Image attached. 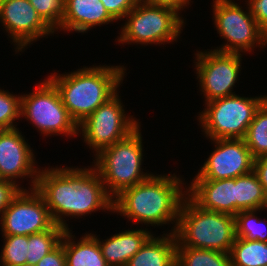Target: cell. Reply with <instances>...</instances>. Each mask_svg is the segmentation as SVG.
Segmentation results:
<instances>
[{"label": "cell", "instance_id": "17", "mask_svg": "<svg viewBox=\"0 0 267 266\" xmlns=\"http://www.w3.org/2000/svg\"><path fill=\"white\" fill-rule=\"evenodd\" d=\"M187 195L201 208L235 216L237 214L236 178L192 180Z\"/></svg>", "mask_w": 267, "mask_h": 266}, {"label": "cell", "instance_id": "12", "mask_svg": "<svg viewBox=\"0 0 267 266\" xmlns=\"http://www.w3.org/2000/svg\"><path fill=\"white\" fill-rule=\"evenodd\" d=\"M0 23L14 43L16 53L24 52L27 46L40 38L55 34L28 0H7L0 3Z\"/></svg>", "mask_w": 267, "mask_h": 266}, {"label": "cell", "instance_id": "27", "mask_svg": "<svg viewBox=\"0 0 267 266\" xmlns=\"http://www.w3.org/2000/svg\"><path fill=\"white\" fill-rule=\"evenodd\" d=\"M263 210H247L237 213L234 216L236 237L267 243V225L257 216L258 212Z\"/></svg>", "mask_w": 267, "mask_h": 266}, {"label": "cell", "instance_id": "21", "mask_svg": "<svg viewBox=\"0 0 267 266\" xmlns=\"http://www.w3.org/2000/svg\"><path fill=\"white\" fill-rule=\"evenodd\" d=\"M71 232V229L66 230L60 242L64 247L66 266H109L93 233L87 232L75 241Z\"/></svg>", "mask_w": 267, "mask_h": 266}, {"label": "cell", "instance_id": "6", "mask_svg": "<svg viewBox=\"0 0 267 266\" xmlns=\"http://www.w3.org/2000/svg\"><path fill=\"white\" fill-rule=\"evenodd\" d=\"M266 100V94L250 98L234 94L206 102L197 116L201 131L210 140L244 139L256 111Z\"/></svg>", "mask_w": 267, "mask_h": 266}, {"label": "cell", "instance_id": "31", "mask_svg": "<svg viewBox=\"0 0 267 266\" xmlns=\"http://www.w3.org/2000/svg\"><path fill=\"white\" fill-rule=\"evenodd\" d=\"M108 13L117 21L124 20L125 16L136 6L139 0H100Z\"/></svg>", "mask_w": 267, "mask_h": 266}, {"label": "cell", "instance_id": "1", "mask_svg": "<svg viewBox=\"0 0 267 266\" xmlns=\"http://www.w3.org/2000/svg\"><path fill=\"white\" fill-rule=\"evenodd\" d=\"M152 175L133 187L124 189L113 199V213L142 226H172L176 230L181 204L187 195L181 178L174 174ZM183 182V183H182ZM184 187V188H183Z\"/></svg>", "mask_w": 267, "mask_h": 266}, {"label": "cell", "instance_id": "2", "mask_svg": "<svg viewBox=\"0 0 267 266\" xmlns=\"http://www.w3.org/2000/svg\"><path fill=\"white\" fill-rule=\"evenodd\" d=\"M126 68L93 65L66 74L55 71L48 79L55 85L71 118L79 125L119 89Z\"/></svg>", "mask_w": 267, "mask_h": 266}, {"label": "cell", "instance_id": "9", "mask_svg": "<svg viewBox=\"0 0 267 266\" xmlns=\"http://www.w3.org/2000/svg\"><path fill=\"white\" fill-rule=\"evenodd\" d=\"M118 90L103 105L78 125L80 136L93 153L126 138L140 126V122L131 115H126ZM130 116V117H129Z\"/></svg>", "mask_w": 267, "mask_h": 266}, {"label": "cell", "instance_id": "36", "mask_svg": "<svg viewBox=\"0 0 267 266\" xmlns=\"http://www.w3.org/2000/svg\"><path fill=\"white\" fill-rule=\"evenodd\" d=\"M146 1L153 5L171 8L179 14L192 2L191 0H146Z\"/></svg>", "mask_w": 267, "mask_h": 266}, {"label": "cell", "instance_id": "29", "mask_svg": "<svg viewBox=\"0 0 267 266\" xmlns=\"http://www.w3.org/2000/svg\"><path fill=\"white\" fill-rule=\"evenodd\" d=\"M21 118V95L0 89V130L16 128L15 121Z\"/></svg>", "mask_w": 267, "mask_h": 266}, {"label": "cell", "instance_id": "11", "mask_svg": "<svg viewBox=\"0 0 267 266\" xmlns=\"http://www.w3.org/2000/svg\"><path fill=\"white\" fill-rule=\"evenodd\" d=\"M55 224L43 197L35 188L21 189L0 216L2 235L29 236L51 229Z\"/></svg>", "mask_w": 267, "mask_h": 266}, {"label": "cell", "instance_id": "10", "mask_svg": "<svg viewBox=\"0 0 267 266\" xmlns=\"http://www.w3.org/2000/svg\"><path fill=\"white\" fill-rule=\"evenodd\" d=\"M208 50L194 53L196 76L205 103L236 94L233 87L242 70V54Z\"/></svg>", "mask_w": 267, "mask_h": 266}, {"label": "cell", "instance_id": "35", "mask_svg": "<svg viewBox=\"0 0 267 266\" xmlns=\"http://www.w3.org/2000/svg\"><path fill=\"white\" fill-rule=\"evenodd\" d=\"M253 171L267 193V154L257 157L253 161Z\"/></svg>", "mask_w": 267, "mask_h": 266}, {"label": "cell", "instance_id": "24", "mask_svg": "<svg viewBox=\"0 0 267 266\" xmlns=\"http://www.w3.org/2000/svg\"><path fill=\"white\" fill-rule=\"evenodd\" d=\"M176 266H231V262L228 253L177 246Z\"/></svg>", "mask_w": 267, "mask_h": 266}, {"label": "cell", "instance_id": "8", "mask_svg": "<svg viewBox=\"0 0 267 266\" xmlns=\"http://www.w3.org/2000/svg\"><path fill=\"white\" fill-rule=\"evenodd\" d=\"M32 93L21 95V119L36 127L44 136H79L78 125L64 106L58 89L47 78Z\"/></svg>", "mask_w": 267, "mask_h": 266}, {"label": "cell", "instance_id": "15", "mask_svg": "<svg viewBox=\"0 0 267 266\" xmlns=\"http://www.w3.org/2000/svg\"><path fill=\"white\" fill-rule=\"evenodd\" d=\"M35 189L43 197L53 221L65 230L70 229L64 219L72 216L73 167L39 169Z\"/></svg>", "mask_w": 267, "mask_h": 266}, {"label": "cell", "instance_id": "13", "mask_svg": "<svg viewBox=\"0 0 267 266\" xmlns=\"http://www.w3.org/2000/svg\"><path fill=\"white\" fill-rule=\"evenodd\" d=\"M214 151L198 169L192 180H221L236 178L253 170V161L244 139H215Z\"/></svg>", "mask_w": 267, "mask_h": 266}, {"label": "cell", "instance_id": "14", "mask_svg": "<svg viewBox=\"0 0 267 266\" xmlns=\"http://www.w3.org/2000/svg\"><path fill=\"white\" fill-rule=\"evenodd\" d=\"M33 152L19 128L0 130V179L25 189L16 179L30 178V189L35 188L40 168Z\"/></svg>", "mask_w": 267, "mask_h": 266}, {"label": "cell", "instance_id": "23", "mask_svg": "<svg viewBox=\"0 0 267 266\" xmlns=\"http://www.w3.org/2000/svg\"><path fill=\"white\" fill-rule=\"evenodd\" d=\"M229 255L231 266H267V243L236 237Z\"/></svg>", "mask_w": 267, "mask_h": 266}, {"label": "cell", "instance_id": "37", "mask_svg": "<svg viewBox=\"0 0 267 266\" xmlns=\"http://www.w3.org/2000/svg\"><path fill=\"white\" fill-rule=\"evenodd\" d=\"M18 266H36V265H34V264H22V265H18Z\"/></svg>", "mask_w": 267, "mask_h": 266}, {"label": "cell", "instance_id": "32", "mask_svg": "<svg viewBox=\"0 0 267 266\" xmlns=\"http://www.w3.org/2000/svg\"><path fill=\"white\" fill-rule=\"evenodd\" d=\"M250 13L267 34V0H246Z\"/></svg>", "mask_w": 267, "mask_h": 266}, {"label": "cell", "instance_id": "30", "mask_svg": "<svg viewBox=\"0 0 267 266\" xmlns=\"http://www.w3.org/2000/svg\"><path fill=\"white\" fill-rule=\"evenodd\" d=\"M42 20L54 31H58L64 18L65 0H28Z\"/></svg>", "mask_w": 267, "mask_h": 266}, {"label": "cell", "instance_id": "25", "mask_svg": "<svg viewBox=\"0 0 267 266\" xmlns=\"http://www.w3.org/2000/svg\"><path fill=\"white\" fill-rule=\"evenodd\" d=\"M66 230L55 224L51 229L28 236L27 263L36 265L61 242Z\"/></svg>", "mask_w": 267, "mask_h": 266}, {"label": "cell", "instance_id": "5", "mask_svg": "<svg viewBox=\"0 0 267 266\" xmlns=\"http://www.w3.org/2000/svg\"><path fill=\"white\" fill-rule=\"evenodd\" d=\"M175 10L153 5L146 0L138 1L125 16L117 42L134 45H164L177 41L184 28V18Z\"/></svg>", "mask_w": 267, "mask_h": 266}, {"label": "cell", "instance_id": "22", "mask_svg": "<svg viewBox=\"0 0 267 266\" xmlns=\"http://www.w3.org/2000/svg\"><path fill=\"white\" fill-rule=\"evenodd\" d=\"M236 200L237 213L267 209V193L253 170L236 177Z\"/></svg>", "mask_w": 267, "mask_h": 266}, {"label": "cell", "instance_id": "20", "mask_svg": "<svg viewBox=\"0 0 267 266\" xmlns=\"http://www.w3.org/2000/svg\"><path fill=\"white\" fill-rule=\"evenodd\" d=\"M152 234L126 266H176L177 240L174 233Z\"/></svg>", "mask_w": 267, "mask_h": 266}, {"label": "cell", "instance_id": "19", "mask_svg": "<svg viewBox=\"0 0 267 266\" xmlns=\"http://www.w3.org/2000/svg\"><path fill=\"white\" fill-rule=\"evenodd\" d=\"M152 232L144 229H127L105 240L97 238L102 255L109 266H126L128 261L140 250ZM97 235V236H96ZM105 241V242H104Z\"/></svg>", "mask_w": 267, "mask_h": 266}, {"label": "cell", "instance_id": "34", "mask_svg": "<svg viewBox=\"0 0 267 266\" xmlns=\"http://www.w3.org/2000/svg\"><path fill=\"white\" fill-rule=\"evenodd\" d=\"M36 266H66L64 247L60 243L54 250L45 255Z\"/></svg>", "mask_w": 267, "mask_h": 266}, {"label": "cell", "instance_id": "16", "mask_svg": "<svg viewBox=\"0 0 267 266\" xmlns=\"http://www.w3.org/2000/svg\"><path fill=\"white\" fill-rule=\"evenodd\" d=\"M87 167L73 168L72 218H83L81 216L98 210L113 213V198L106 191L102 178L93 164Z\"/></svg>", "mask_w": 267, "mask_h": 266}, {"label": "cell", "instance_id": "7", "mask_svg": "<svg viewBox=\"0 0 267 266\" xmlns=\"http://www.w3.org/2000/svg\"><path fill=\"white\" fill-rule=\"evenodd\" d=\"M214 28L222 39L223 45L213 49L223 53H252L254 48L267 46V34L258 25L254 16L232 0H213Z\"/></svg>", "mask_w": 267, "mask_h": 266}, {"label": "cell", "instance_id": "33", "mask_svg": "<svg viewBox=\"0 0 267 266\" xmlns=\"http://www.w3.org/2000/svg\"><path fill=\"white\" fill-rule=\"evenodd\" d=\"M20 190L13 182L0 179V216Z\"/></svg>", "mask_w": 267, "mask_h": 266}, {"label": "cell", "instance_id": "4", "mask_svg": "<svg viewBox=\"0 0 267 266\" xmlns=\"http://www.w3.org/2000/svg\"><path fill=\"white\" fill-rule=\"evenodd\" d=\"M140 127L141 125L126 138L102 149L93 157V166L113 199L124 189L133 187L152 175L142 168L144 145Z\"/></svg>", "mask_w": 267, "mask_h": 266}, {"label": "cell", "instance_id": "18", "mask_svg": "<svg viewBox=\"0 0 267 266\" xmlns=\"http://www.w3.org/2000/svg\"><path fill=\"white\" fill-rule=\"evenodd\" d=\"M114 21L100 0H65L64 18L58 30L88 33L92 27Z\"/></svg>", "mask_w": 267, "mask_h": 266}, {"label": "cell", "instance_id": "26", "mask_svg": "<svg viewBox=\"0 0 267 266\" xmlns=\"http://www.w3.org/2000/svg\"><path fill=\"white\" fill-rule=\"evenodd\" d=\"M244 141L254 159L267 154V100L256 111Z\"/></svg>", "mask_w": 267, "mask_h": 266}, {"label": "cell", "instance_id": "3", "mask_svg": "<svg viewBox=\"0 0 267 266\" xmlns=\"http://www.w3.org/2000/svg\"><path fill=\"white\" fill-rule=\"evenodd\" d=\"M174 234L177 246L229 254L236 238L235 219L227 213L203 209L186 195Z\"/></svg>", "mask_w": 267, "mask_h": 266}, {"label": "cell", "instance_id": "28", "mask_svg": "<svg viewBox=\"0 0 267 266\" xmlns=\"http://www.w3.org/2000/svg\"><path fill=\"white\" fill-rule=\"evenodd\" d=\"M4 245L0 253V266L27 264L28 236L2 235Z\"/></svg>", "mask_w": 267, "mask_h": 266}]
</instances>
